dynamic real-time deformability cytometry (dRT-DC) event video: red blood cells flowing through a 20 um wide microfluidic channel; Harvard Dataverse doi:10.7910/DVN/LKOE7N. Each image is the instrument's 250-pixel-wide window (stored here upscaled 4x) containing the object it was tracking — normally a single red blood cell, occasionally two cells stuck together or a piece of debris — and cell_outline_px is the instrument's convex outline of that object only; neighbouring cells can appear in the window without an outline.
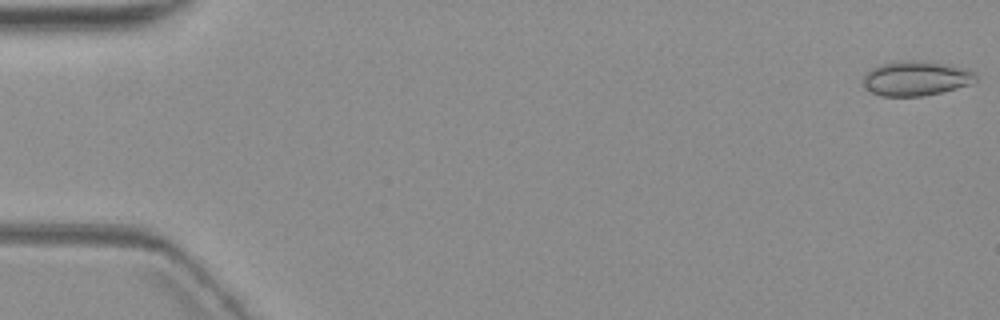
{"species": "common noctule bat (a hibernating species)", "species_latin": "Nyctalus noctula", "temperature_condition": "warm", "stored_images_in_passage": 5, "camera_frame_rate_fps": 3000, "um_per_image_px": 0.085, "animal": {"sex": "female", "body_mass_g": 19.3, "forearm_length_mm": 54.1}, "frame": {"image": 1, "passage_image": 1, "time_ms": 0.0, "image_size_px": [1000, 320], "cell_outline_px": [[976, 80], [972, 84], [924, 96], [880, 96], [872, 92], [864, 84], [864, 76], [872, 68], [880, 64], [912, 60], [948, 64], [964, 68], [972, 72], [976, 76]], "centroid_in_image_um": [77.87, 6.67], "position_along_channel_um": 7.1, "area_um2": 22.37}}
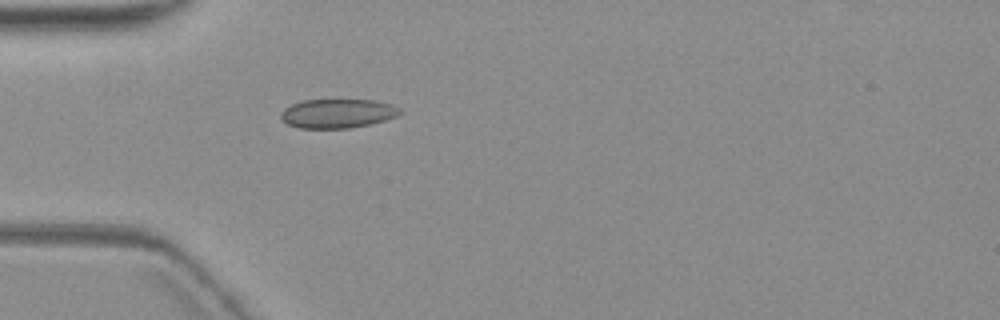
{"frame": {"image": 2, "passage_image": 5, "time_ms": 5.667, "image_size_px": [1000, 320], "cell_outline_px": [[404, 112], [396, 116], [384, 120], [368, 124], [348, 128], [300, 128], [288, 124], [280, 116], [280, 112], [284, 108], [292, 104], [304, 100], [376, 100], [392, 104], [400, 108]], "centroid_in_image_um": [28.71, 9.63], "position_along_channel_um": 56.3, "area_um2": 20.11}}